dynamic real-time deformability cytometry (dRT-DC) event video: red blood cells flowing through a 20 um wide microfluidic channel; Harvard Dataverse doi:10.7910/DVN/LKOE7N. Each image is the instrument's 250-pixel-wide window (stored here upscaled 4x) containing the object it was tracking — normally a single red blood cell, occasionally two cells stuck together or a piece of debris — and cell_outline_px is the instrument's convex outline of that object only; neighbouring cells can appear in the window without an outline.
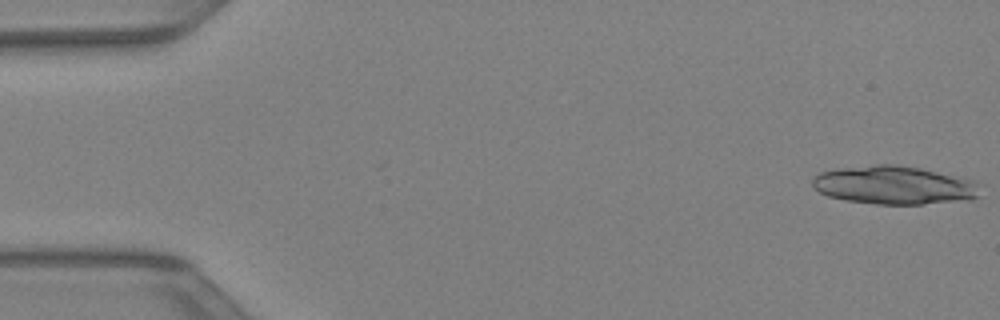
{"species": "Egyptian fruit bat (a non-hibernating species)", "species_latin": "Rousettus aegyptiacus", "temperature_condition": "warm", "stored_images_in_passage": 13, "camera_frame_rate_fps": 3000, "um_per_image_px": 0.085, "animal": {"sex": "female"}, "frame": {"image": 1, "passage_image": 1, "time_ms": 0.0, "image_size_px": [1000, 320], "cell_outline_px": [[980, 196], [972, 200], [924, 204], [876, 204], [848, 200], [828, 196], [820, 192], [812, 184], [812, 180], [820, 172], [840, 168], [872, 164], [896, 164], [920, 168], [972, 180]], "centroid_in_image_um": [75.99, 15.74], "position_along_channel_um": 9.0, "area_um2": 37.22}}